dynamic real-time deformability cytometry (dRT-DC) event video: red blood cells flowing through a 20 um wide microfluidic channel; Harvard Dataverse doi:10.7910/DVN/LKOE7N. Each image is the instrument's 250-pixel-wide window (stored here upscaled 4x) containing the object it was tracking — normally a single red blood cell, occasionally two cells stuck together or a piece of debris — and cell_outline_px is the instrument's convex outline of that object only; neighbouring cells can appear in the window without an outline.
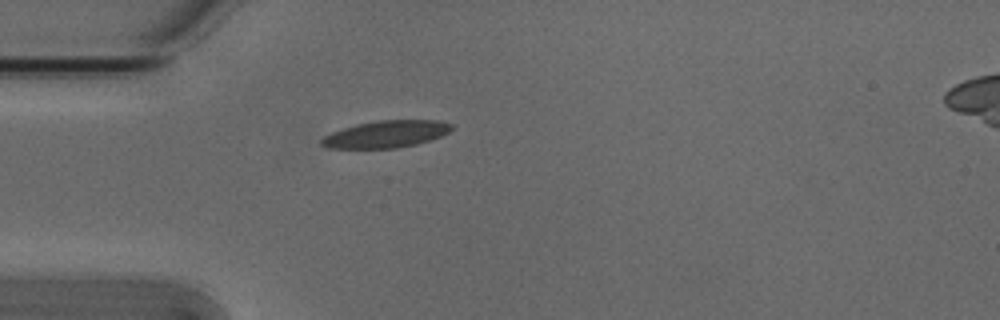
{"species": "Egyptian fruit bat (a non-hibernating species)", "species_latin": "Rousettus aegyptiacus", "temperature_condition": "cold", "stored_images_in_passage": 1, "camera_frame_rate_fps": 3000, "um_per_image_px": 0.085, "animal": {"sex": "male"}, "frame": {"image": 1, "passage_image": 1, "time_ms": 0.0, "image_size_px": [1000, 320], "cell_outline_px": [[452, 128], [448, 132], [440, 136], [416, 144], [396, 148], [328, 148], [320, 144], [320, 140], [324, 136], [332, 132], [356, 124], [380, 120], [440, 120], [452, 124]], "centroid_in_image_um": [32.8, 11.4], "position_along_channel_um": 52.2, "area_um2": 20.35}}